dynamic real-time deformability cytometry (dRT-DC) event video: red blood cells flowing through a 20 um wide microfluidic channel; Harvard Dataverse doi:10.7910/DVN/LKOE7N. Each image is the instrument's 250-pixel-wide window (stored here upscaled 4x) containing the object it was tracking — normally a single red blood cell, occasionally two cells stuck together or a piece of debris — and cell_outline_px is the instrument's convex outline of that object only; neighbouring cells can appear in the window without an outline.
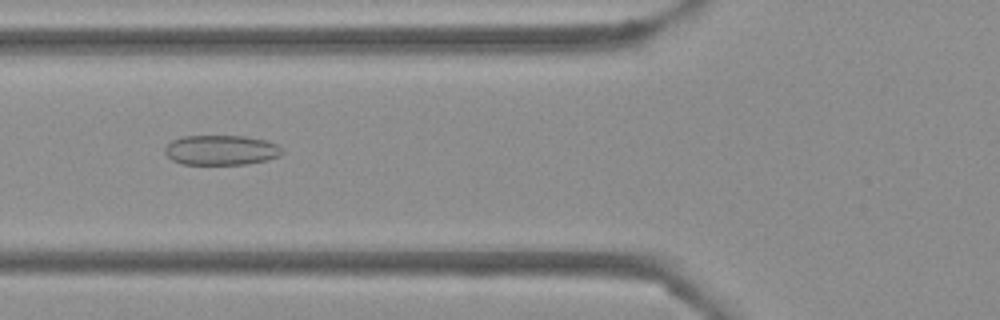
{"species": "Egyptian fruit bat (a non-hibernating species)", "species_latin": "Rousettus aegyptiacus", "temperature_condition": "cold", "stored_images_in_passage": 53, "camera_frame_rate_fps": 3000, "um_per_image_px": 0.085, "frame": {"image": 1, "passage_image": 20, "time_ms": 6.333, "image_size_px": [1000, 320], "cell_outline_px": [[284, 152], [280, 156], [268, 160], [248, 164], [180, 164], [172, 160], [164, 152], [164, 148], [172, 140], [180, 136], [244, 136], [264, 140], [276, 144], [284, 148]], "centroid_in_image_um": [18.81, 12.76], "position_along_channel_um": 107.0, "area_um2": 20.63}}
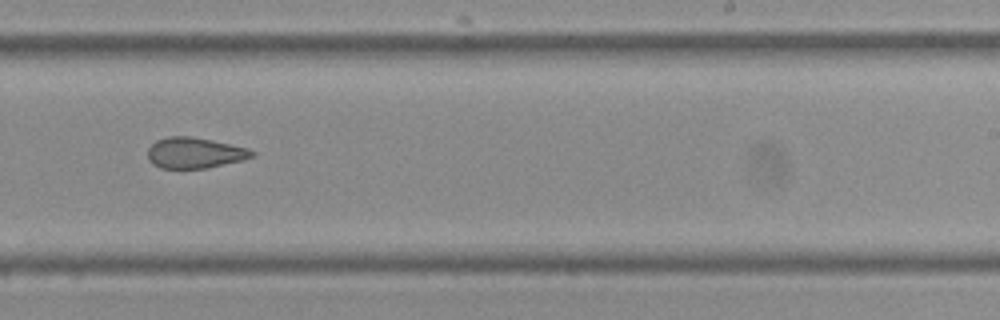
{"frame": {"image": 2, "passage_image": 33, "time_ms": 10.667, "image_size_px": [1000, 320], "cell_outline_px": [[256, 156], [244, 160], [208, 168], [160, 168], [152, 164], [148, 160], [148, 148], [156, 140], [168, 136], [188, 136], [212, 140], [248, 148], [256, 152]], "centroid_in_image_um": [16.57, 13.0], "position_along_channel_um": 272.4, "area_um2": 18.9}}
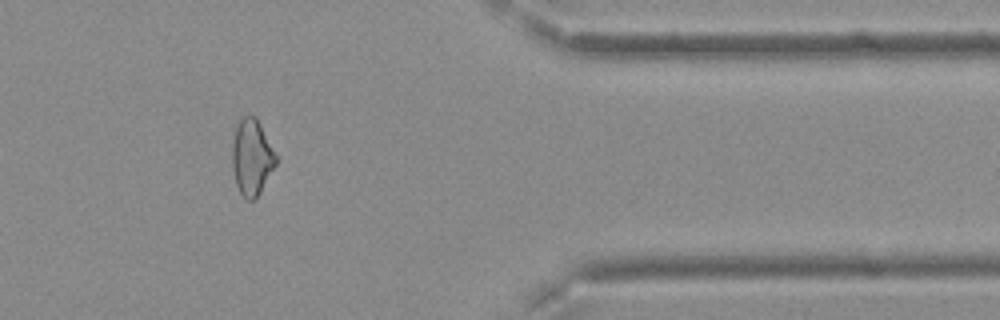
{"frame": {"image": 3, "passage_image": 44, "time_ms": 14.333, "image_size_px": [1000, 320], "cell_outline_px": [[276, 164], [260, 192], [252, 200], [248, 200], [240, 192], [236, 184], [232, 168], [232, 144], [236, 128], [240, 120], [244, 116], [256, 116], [276, 156]], "centroid_in_image_um": [21.38, 13.37], "position_along_channel_um": 390.0, "area_um2": 18.9}, "authors_computed_cell_mechanics": {"area_um2": 20.8658, "velocity_mm_per_s": 3.8126, "shape_relaxation_time_tau1_ms": null, "shape_relaxation_time_tau2_ms": 2.3368, "deformation_change_tau1": null, "deformation_change_tau2": 0.0989}}